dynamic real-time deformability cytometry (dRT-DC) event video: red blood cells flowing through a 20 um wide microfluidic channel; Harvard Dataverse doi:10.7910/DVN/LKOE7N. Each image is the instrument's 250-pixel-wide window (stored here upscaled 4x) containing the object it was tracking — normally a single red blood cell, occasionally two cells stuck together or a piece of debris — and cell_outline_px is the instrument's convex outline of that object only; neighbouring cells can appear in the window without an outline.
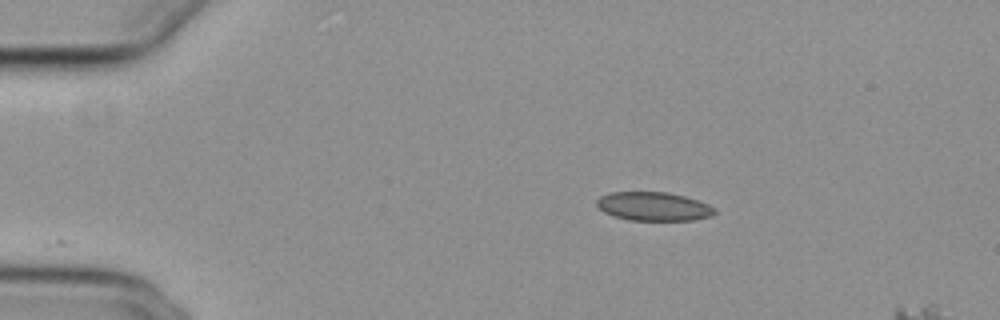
{"species": "common noctule bat (a hibernating species)", "species_latin": "Nyctalus noctula", "temperature_condition": "cold", "stored_images_in_passage": 44, "camera_frame_rate_fps": 3000, "um_per_image_px": 0.085, "animal": {"sex": "female", "body_mass_g": 29.2, "forearm_length_mm": 56.3}, "frame": {"image": 1, "passage_image": 1, "time_ms": 0.0, "image_size_px": [1000, 320], "cell_outline_px": [[716, 212], [712, 216], [692, 220], [628, 220], [604, 212], [596, 204], [596, 200], [600, 196], [608, 192], [668, 192], [684, 196], [708, 204], [716, 208]], "centroid_in_image_um": [55.56, 17.54], "position_along_channel_um": 29.4, "area_um2": 19.71}}
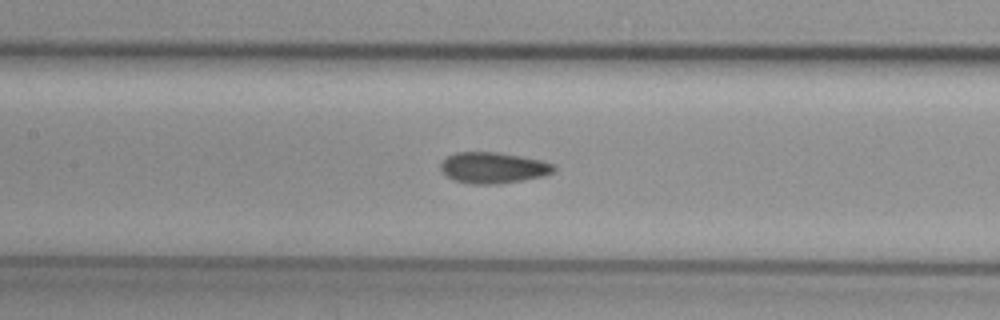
{"frame": {"image": 2, "passage_image": 17, "time_ms": 5.333, "image_size_px": [1000, 320], "cell_outline_px": [[556, 168], [552, 172], [544, 176], [524, 180], [496, 184], [472, 184], [452, 180], [440, 168], [440, 164], [448, 156], [456, 152], [496, 152], [520, 156], [540, 160], [556, 164]], "centroid_in_image_um": [41.94, 14.26], "position_along_channel_um": 165.5, "area_um2": 20.46}}
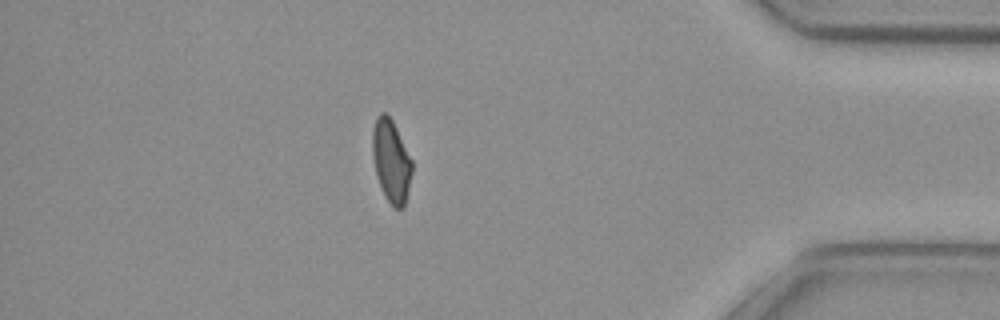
{"frame": {"image": 3, "passage_image": 39, "time_ms": 12.667, "image_size_px": [1000, 320], "cell_outline_px": [[412, 172], [404, 208], [392, 208], [384, 196], [376, 172], [372, 156], [372, 132], [376, 116], [380, 112], [384, 112], [392, 120], [412, 160]], "centroid_in_image_um": [33.24, 13.7], "position_along_channel_um": 402.0, "area_um2": 19.02}}